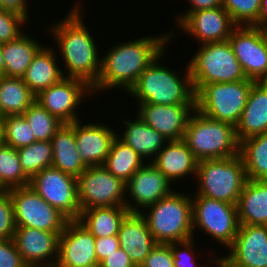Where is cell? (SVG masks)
Segmentation results:
<instances>
[{
  "label": "cell",
  "instance_id": "6da1fadb",
  "mask_svg": "<svg viewBox=\"0 0 267 267\" xmlns=\"http://www.w3.org/2000/svg\"><path fill=\"white\" fill-rule=\"evenodd\" d=\"M166 33L123 41L109 48L101 58V72L92 86V95L116 87L128 93L140 74L167 49L174 35L172 30Z\"/></svg>",
  "mask_w": 267,
  "mask_h": 267
},
{
  "label": "cell",
  "instance_id": "7a4b0ae2",
  "mask_svg": "<svg viewBox=\"0 0 267 267\" xmlns=\"http://www.w3.org/2000/svg\"><path fill=\"white\" fill-rule=\"evenodd\" d=\"M69 13L62 20L47 27L54 44L65 62L64 77L78 78L87 82L91 87L97 82L101 72V56L98 57V44L89 28L85 26L81 8L76 1ZM81 6V7H80Z\"/></svg>",
  "mask_w": 267,
  "mask_h": 267
},
{
  "label": "cell",
  "instance_id": "3957f363",
  "mask_svg": "<svg viewBox=\"0 0 267 267\" xmlns=\"http://www.w3.org/2000/svg\"><path fill=\"white\" fill-rule=\"evenodd\" d=\"M166 51L140 74L128 94L130 93L137 103L195 104V91L188 63L184 70L185 75L180 76V72L176 73L174 70L166 68L167 65L160 64L161 58L166 56L164 55Z\"/></svg>",
  "mask_w": 267,
  "mask_h": 267
},
{
  "label": "cell",
  "instance_id": "277c9868",
  "mask_svg": "<svg viewBox=\"0 0 267 267\" xmlns=\"http://www.w3.org/2000/svg\"><path fill=\"white\" fill-rule=\"evenodd\" d=\"M179 192L174 190L169 196L158 200L140 213L157 243L183 242L195 236L192 195Z\"/></svg>",
  "mask_w": 267,
  "mask_h": 267
},
{
  "label": "cell",
  "instance_id": "5b68a950",
  "mask_svg": "<svg viewBox=\"0 0 267 267\" xmlns=\"http://www.w3.org/2000/svg\"><path fill=\"white\" fill-rule=\"evenodd\" d=\"M183 140L198 161L239 154L235 126L211 119L196 109L187 122Z\"/></svg>",
  "mask_w": 267,
  "mask_h": 267
},
{
  "label": "cell",
  "instance_id": "8992f818",
  "mask_svg": "<svg viewBox=\"0 0 267 267\" xmlns=\"http://www.w3.org/2000/svg\"><path fill=\"white\" fill-rule=\"evenodd\" d=\"M195 196H205L237 204L245 182V167L240 154L230 158L198 161Z\"/></svg>",
  "mask_w": 267,
  "mask_h": 267
},
{
  "label": "cell",
  "instance_id": "52a82bcc",
  "mask_svg": "<svg viewBox=\"0 0 267 267\" xmlns=\"http://www.w3.org/2000/svg\"><path fill=\"white\" fill-rule=\"evenodd\" d=\"M188 62L195 93L209 83L246 80L229 41L201 44Z\"/></svg>",
  "mask_w": 267,
  "mask_h": 267
},
{
  "label": "cell",
  "instance_id": "ba28073f",
  "mask_svg": "<svg viewBox=\"0 0 267 267\" xmlns=\"http://www.w3.org/2000/svg\"><path fill=\"white\" fill-rule=\"evenodd\" d=\"M253 80L204 84L195 93V108L203 115L236 126L246 106Z\"/></svg>",
  "mask_w": 267,
  "mask_h": 267
},
{
  "label": "cell",
  "instance_id": "9c48e42d",
  "mask_svg": "<svg viewBox=\"0 0 267 267\" xmlns=\"http://www.w3.org/2000/svg\"><path fill=\"white\" fill-rule=\"evenodd\" d=\"M193 233L199 229L229 248L238 233L237 206L205 196L192 197Z\"/></svg>",
  "mask_w": 267,
  "mask_h": 267
},
{
  "label": "cell",
  "instance_id": "30bf717a",
  "mask_svg": "<svg viewBox=\"0 0 267 267\" xmlns=\"http://www.w3.org/2000/svg\"><path fill=\"white\" fill-rule=\"evenodd\" d=\"M14 208L15 226L62 233L67 219L30 185L8 190Z\"/></svg>",
  "mask_w": 267,
  "mask_h": 267
},
{
  "label": "cell",
  "instance_id": "8fae6325",
  "mask_svg": "<svg viewBox=\"0 0 267 267\" xmlns=\"http://www.w3.org/2000/svg\"><path fill=\"white\" fill-rule=\"evenodd\" d=\"M80 209L126 206L125 182L103 165L87 167L77 177Z\"/></svg>",
  "mask_w": 267,
  "mask_h": 267
},
{
  "label": "cell",
  "instance_id": "7c38bea8",
  "mask_svg": "<svg viewBox=\"0 0 267 267\" xmlns=\"http://www.w3.org/2000/svg\"><path fill=\"white\" fill-rule=\"evenodd\" d=\"M30 186L68 221L79 220L77 178L54 167H48L30 179Z\"/></svg>",
  "mask_w": 267,
  "mask_h": 267
},
{
  "label": "cell",
  "instance_id": "4fadbf2b",
  "mask_svg": "<svg viewBox=\"0 0 267 267\" xmlns=\"http://www.w3.org/2000/svg\"><path fill=\"white\" fill-rule=\"evenodd\" d=\"M247 79L267 81V35L254 26H237L228 40Z\"/></svg>",
  "mask_w": 267,
  "mask_h": 267
},
{
  "label": "cell",
  "instance_id": "5bb4252c",
  "mask_svg": "<svg viewBox=\"0 0 267 267\" xmlns=\"http://www.w3.org/2000/svg\"><path fill=\"white\" fill-rule=\"evenodd\" d=\"M89 92V93H88ZM93 93L92 87L82 79L63 77L58 83L36 95V102L64 124L80 120L76 114L82 100Z\"/></svg>",
  "mask_w": 267,
  "mask_h": 267
},
{
  "label": "cell",
  "instance_id": "9a60e30c",
  "mask_svg": "<svg viewBox=\"0 0 267 267\" xmlns=\"http://www.w3.org/2000/svg\"><path fill=\"white\" fill-rule=\"evenodd\" d=\"M172 183L152 163L146 162L125 183L126 208L130 213H141L142 209L153 205L158 200L169 196L174 189ZM173 189V190H172ZM135 203V204H134Z\"/></svg>",
  "mask_w": 267,
  "mask_h": 267
},
{
  "label": "cell",
  "instance_id": "2e32d148",
  "mask_svg": "<svg viewBox=\"0 0 267 267\" xmlns=\"http://www.w3.org/2000/svg\"><path fill=\"white\" fill-rule=\"evenodd\" d=\"M61 233L16 226L13 236L18 252L28 267H54Z\"/></svg>",
  "mask_w": 267,
  "mask_h": 267
},
{
  "label": "cell",
  "instance_id": "e0dca14e",
  "mask_svg": "<svg viewBox=\"0 0 267 267\" xmlns=\"http://www.w3.org/2000/svg\"><path fill=\"white\" fill-rule=\"evenodd\" d=\"M54 267H98L95 237L78 220L67 221Z\"/></svg>",
  "mask_w": 267,
  "mask_h": 267
},
{
  "label": "cell",
  "instance_id": "ac0fdd59",
  "mask_svg": "<svg viewBox=\"0 0 267 267\" xmlns=\"http://www.w3.org/2000/svg\"><path fill=\"white\" fill-rule=\"evenodd\" d=\"M198 44L228 41L237 25L222 7L191 12L178 26Z\"/></svg>",
  "mask_w": 267,
  "mask_h": 267
},
{
  "label": "cell",
  "instance_id": "d6986e66",
  "mask_svg": "<svg viewBox=\"0 0 267 267\" xmlns=\"http://www.w3.org/2000/svg\"><path fill=\"white\" fill-rule=\"evenodd\" d=\"M225 267H267V226L240 224Z\"/></svg>",
  "mask_w": 267,
  "mask_h": 267
},
{
  "label": "cell",
  "instance_id": "ffe728a7",
  "mask_svg": "<svg viewBox=\"0 0 267 267\" xmlns=\"http://www.w3.org/2000/svg\"><path fill=\"white\" fill-rule=\"evenodd\" d=\"M137 104L140 107L137 116L168 141L183 139L187 122L196 109L195 104Z\"/></svg>",
  "mask_w": 267,
  "mask_h": 267
},
{
  "label": "cell",
  "instance_id": "44dd1931",
  "mask_svg": "<svg viewBox=\"0 0 267 267\" xmlns=\"http://www.w3.org/2000/svg\"><path fill=\"white\" fill-rule=\"evenodd\" d=\"M76 149L82 162L87 166L103 165L117 136L115 129L102 123L74 122Z\"/></svg>",
  "mask_w": 267,
  "mask_h": 267
},
{
  "label": "cell",
  "instance_id": "7402d4cb",
  "mask_svg": "<svg viewBox=\"0 0 267 267\" xmlns=\"http://www.w3.org/2000/svg\"><path fill=\"white\" fill-rule=\"evenodd\" d=\"M150 163L172 184L181 178L186 179L187 175L195 177L197 174L198 160L183 139L168 141Z\"/></svg>",
  "mask_w": 267,
  "mask_h": 267
},
{
  "label": "cell",
  "instance_id": "603a6c76",
  "mask_svg": "<svg viewBox=\"0 0 267 267\" xmlns=\"http://www.w3.org/2000/svg\"><path fill=\"white\" fill-rule=\"evenodd\" d=\"M117 236L120 247L128 253L136 267H140L157 244L140 213H129L123 220Z\"/></svg>",
  "mask_w": 267,
  "mask_h": 267
},
{
  "label": "cell",
  "instance_id": "cb8c5ba5",
  "mask_svg": "<svg viewBox=\"0 0 267 267\" xmlns=\"http://www.w3.org/2000/svg\"><path fill=\"white\" fill-rule=\"evenodd\" d=\"M235 129L239 142L267 132V81L253 82Z\"/></svg>",
  "mask_w": 267,
  "mask_h": 267
},
{
  "label": "cell",
  "instance_id": "d4e9b609",
  "mask_svg": "<svg viewBox=\"0 0 267 267\" xmlns=\"http://www.w3.org/2000/svg\"><path fill=\"white\" fill-rule=\"evenodd\" d=\"M54 49L50 46H43L34 56L22 77L24 83L35 96L42 90L58 83L64 77L63 73L65 71L58 65L57 58L59 57H56Z\"/></svg>",
  "mask_w": 267,
  "mask_h": 267
},
{
  "label": "cell",
  "instance_id": "484cf974",
  "mask_svg": "<svg viewBox=\"0 0 267 267\" xmlns=\"http://www.w3.org/2000/svg\"><path fill=\"white\" fill-rule=\"evenodd\" d=\"M239 224L267 226V180H249L236 204Z\"/></svg>",
  "mask_w": 267,
  "mask_h": 267
},
{
  "label": "cell",
  "instance_id": "4316f807",
  "mask_svg": "<svg viewBox=\"0 0 267 267\" xmlns=\"http://www.w3.org/2000/svg\"><path fill=\"white\" fill-rule=\"evenodd\" d=\"M122 121L125 131L123 134H117L118 138L137 152L144 161L150 158L151 162V157L153 160L168 142L162 134L148 126L138 116L136 119Z\"/></svg>",
  "mask_w": 267,
  "mask_h": 267
},
{
  "label": "cell",
  "instance_id": "83f0119b",
  "mask_svg": "<svg viewBox=\"0 0 267 267\" xmlns=\"http://www.w3.org/2000/svg\"><path fill=\"white\" fill-rule=\"evenodd\" d=\"M52 167L77 178L87 168L76 149L74 122L63 124L51 139Z\"/></svg>",
  "mask_w": 267,
  "mask_h": 267
},
{
  "label": "cell",
  "instance_id": "f1b7e54d",
  "mask_svg": "<svg viewBox=\"0 0 267 267\" xmlns=\"http://www.w3.org/2000/svg\"><path fill=\"white\" fill-rule=\"evenodd\" d=\"M45 45L26 33L18 39L2 43L4 76L22 78L34 56Z\"/></svg>",
  "mask_w": 267,
  "mask_h": 267
},
{
  "label": "cell",
  "instance_id": "f546056e",
  "mask_svg": "<svg viewBox=\"0 0 267 267\" xmlns=\"http://www.w3.org/2000/svg\"><path fill=\"white\" fill-rule=\"evenodd\" d=\"M130 213L126 206L93 207L81 210L78 220L95 237L118 235L120 226Z\"/></svg>",
  "mask_w": 267,
  "mask_h": 267
},
{
  "label": "cell",
  "instance_id": "4dcf8cb0",
  "mask_svg": "<svg viewBox=\"0 0 267 267\" xmlns=\"http://www.w3.org/2000/svg\"><path fill=\"white\" fill-rule=\"evenodd\" d=\"M36 96L22 78L0 76V116L19 115L35 102Z\"/></svg>",
  "mask_w": 267,
  "mask_h": 267
},
{
  "label": "cell",
  "instance_id": "1f68e13d",
  "mask_svg": "<svg viewBox=\"0 0 267 267\" xmlns=\"http://www.w3.org/2000/svg\"><path fill=\"white\" fill-rule=\"evenodd\" d=\"M239 154L249 180H267V132L240 141Z\"/></svg>",
  "mask_w": 267,
  "mask_h": 267
},
{
  "label": "cell",
  "instance_id": "d6a6232c",
  "mask_svg": "<svg viewBox=\"0 0 267 267\" xmlns=\"http://www.w3.org/2000/svg\"><path fill=\"white\" fill-rule=\"evenodd\" d=\"M145 162L147 161L116 136L103 166L126 183Z\"/></svg>",
  "mask_w": 267,
  "mask_h": 267
},
{
  "label": "cell",
  "instance_id": "836d02e7",
  "mask_svg": "<svg viewBox=\"0 0 267 267\" xmlns=\"http://www.w3.org/2000/svg\"><path fill=\"white\" fill-rule=\"evenodd\" d=\"M30 185V178L22 170L17 150L3 144L0 146V190Z\"/></svg>",
  "mask_w": 267,
  "mask_h": 267
},
{
  "label": "cell",
  "instance_id": "e575fe53",
  "mask_svg": "<svg viewBox=\"0 0 267 267\" xmlns=\"http://www.w3.org/2000/svg\"><path fill=\"white\" fill-rule=\"evenodd\" d=\"M24 173L31 179L35 174L52 166L53 149L51 141H36L17 149Z\"/></svg>",
  "mask_w": 267,
  "mask_h": 267
},
{
  "label": "cell",
  "instance_id": "d590c367",
  "mask_svg": "<svg viewBox=\"0 0 267 267\" xmlns=\"http://www.w3.org/2000/svg\"><path fill=\"white\" fill-rule=\"evenodd\" d=\"M22 115L28 122L36 141H51L64 124L36 101Z\"/></svg>",
  "mask_w": 267,
  "mask_h": 267
},
{
  "label": "cell",
  "instance_id": "8d00e7d4",
  "mask_svg": "<svg viewBox=\"0 0 267 267\" xmlns=\"http://www.w3.org/2000/svg\"><path fill=\"white\" fill-rule=\"evenodd\" d=\"M4 144L19 149L36 142L28 122L22 114L7 115L1 118Z\"/></svg>",
  "mask_w": 267,
  "mask_h": 267
},
{
  "label": "cell",
  "instance_id": "74e56055",
  "mask_svg": "<svg viewBox=\"0 0 267 267\" xmlns=\"http://www.w3.org/2000/svg\"><path fill=\"white\" fill-rule=\"evenodd\" d=\"M261 0H222V7L237 26H254L260 12Z\"/></svg>",
  "mask_w": 267,
  "mask_h": 267
},
{
  "label": "cell",
  "instance_id": "f35d334b",
  "mask_svg": "<svg viewBox=\"0 0 267 267\" xmlns=\"http://www.w3.org/2000/svg\"><path fill=\"white\" fill-rule=\"evenodd\" d=\"M27 20L14 13L7 12L0 8V43L10 42L18 39L24 34L21 30Z\"/></svg>",
  "mask_w": 267,
  "mask_h": 267
},
{
  "label": "cell",
  "instance_id": "ab89813d",
  "mask_svg": "<svg viewBox=\"0 0 267 267\" xmlns=\"http://www.w3.org/2000/svg\"><path fill=\"white\" fill-rule=\"evenodd\" d=\"M13 203L8 191H0V239H13L15 231Z\"/></svg>",
  "mask_w": 267,
  "mask_h": 267
},
{
  "label": "cell",
  "instance_id": "60d3db41",
  "mask_svg": "<svg viewBox=\"0 0 267 267\" xmlns=\"http://www.w3.org/2000/svg\"><path fill=\"white\" fill-rule=\"evenodd\" d=\"M194 238L183 242H171V251L174 258V267H197ZM179 246V247H178ZM194 255V256H193Z\"/></svg>",
  "mask_w": 267,
  "mask_h": 267
},
{
  "label": "cell",
  "instance_id": "b9f144b4",
  "mask_svg": "<svg viewBox=\"0 0 267 267\" xmlns=\"http://www.w3.org/2000/svg\"><path fill=\"white\" fill-rule=\"evenodd\" d=\"M140 267H174L171 243H157Z\"/></svg>",
  "mask_w": 267,
  "mask_h": 267
},
{
  "label": "cell",
  "instance_id": "7bdbcfd3",
  "mask_svg": "<svg viewBox=\"0 0 267 267\" xmlns=\"http://www.w3.org/2000/svg\"><path fill=\"white\" fill-rule=\"evenodd\" d=\"M0 267H28L13 239H0Z\"/></svg>",
  "mask_w": 267,
  "mask_h": 267
},
{
  "label": "cell",
  "instance_id": "ee69618b",
  "mask_svg": "<svg viewBox=\"0 0 267 267\" xmlns=\"http://www.w3.org/2000/svg\"><path fill=\"white\" fill-rule=\"evenodd\" d=\"M120 247L118 236L100 237L95 238V252L97 256V262L99 263L114 252L115 249Z\"/></svg>",
  "mask_w": 267,
  "mask_h": 267
},
{
  "label": "cell",
  "instance_id": "f6af8a7d",
  "mask_svg": "<svg viewBox=\"0 0 267 267\" xmlns=\"http://www.w3.org/2000/svg\"><path fill=\"white\" fill-rule=\"evenodd\" d=\"M98 267H136V265L130 260L128 253L119 247L111 254H108L99 263Z\"/></svg>",
  "mask_w": 267,
  "mask_h": 267
},
{
  "label": "cell",
  "instance_id": "bcb514c9",
  "mask_svg": "<svg viewBox=\"0 0 267 267\" xmlns=\"http://www.w3.org/2000/svg\"><path fill=\"white\" fill-rule=\"evenodd\" d=\"M190 7L188 11H185L183 14H179L177 17V26L191 13L198 10L218 8L222 6V0H187Z\"/></svg>",
  "mask_w": 267,
  "mask_h": 267
},
{
  "label": "cell",
  "instance_id": "7dc6e473",
  "mask_svg": "<svg viewBox=\"0 0 267 267\" xmlns=\"http://www.w3.org/2000/svg\"><path fill=\"white\" fill-rule=\"evenodd\" d=\"M28 0H1L0 8L7 11L14 13L18 16H21L25 20L28 21Z\"/></svg>",
  "mask_w": 267,
  "mask_h": 267
},
{
  "label": "cell",
  "instance_id": "c3c4849f",
  "mask_svg": "<svg viewBox=\"0 0 267 267\" xmlns=\"http://www.w3.org/2000/svg\"><path fill=\"white\" fill-rule=\"evenodd\" d=\"M256 27L265 29L267 27V0H261L260 12L256 20Z\"/></svg>",
  "mask_w": 267,
  "mask_h": 267
},
{
  "label": "cell",
  "instance_id": "681fc988",
  "mask_svg": "<svg viewBox=\"0 0 267 267\" xmlns=\"http://www.w3.org/2000/svg\"><path fill=\"white\" fill-rule=\"evenodd\" d=\"M209 261V264L211 265H213V267H215L214 266V264L216 265V266H218V267H225V255H223L222 257L221 256H219V257H215V259H212L211 258V260H208ZM214 263V264H213ZM207 266V264L205 265V266H203V265H197V267H206Z\"/></svg>",
  "mask_w": 267,
  "mask_h": 267
},
{
  "label": "cell",
  "instance_id": "f907efd6",
  "mask_svg": "<svg viewBox=\"0 0 267 267\" xmlns=\"http://www.w3.org/2000/svg\"><path fill=\"white\" fill-rule=\"evenodd\" d=\"M4 68H5V63L2 53V43H0V76L4 75Z\"/></svg>",
  "mask_w": 267,
  "mask_h": 267
},
{
  "label": "cell",
  "instance_id": "816d5d0a",
  "mask_svg": "<svg viewBox=\"0 0 267 267\" xmlns=\"http://www.w3.org/2000/svg\"><path fill=\"white\" fill-rule=\"evenodd\" d=\"M3 144H4L3 126L0 120V146H2Z\"/></svg>",
  "mask_w": 267,
  "mask_h": 267
}]
</instances>
